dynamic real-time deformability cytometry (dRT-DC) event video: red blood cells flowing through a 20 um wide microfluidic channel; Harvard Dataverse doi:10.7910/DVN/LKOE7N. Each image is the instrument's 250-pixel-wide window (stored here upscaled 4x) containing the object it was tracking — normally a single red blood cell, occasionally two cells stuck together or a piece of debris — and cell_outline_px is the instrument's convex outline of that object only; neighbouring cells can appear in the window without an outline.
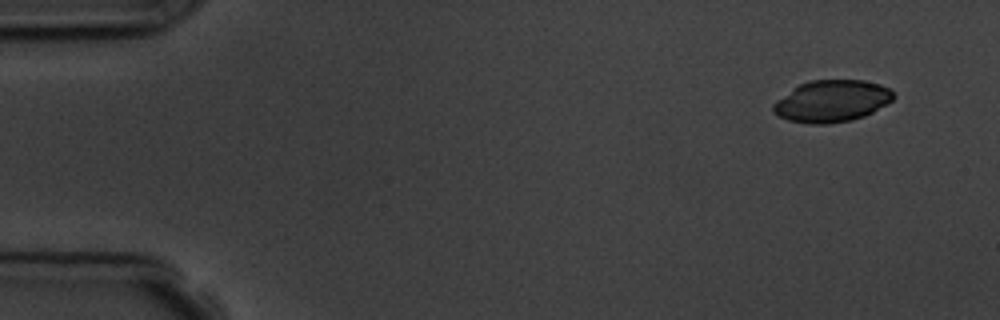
{"species": "common noctule bat (a hibernating species)", "species_latin": "Nyctalus noctula", "temperature_condition": "room temperature", "stored_images_in_passage": 5, "camera_frame_rate_fps": 3000, "um_per_image_px": 0.085, "animal": {"sex": "male", "body_mass_g": 19.5, "forearm_length_mm": 54.6}, "frame": {"image": 1, "passage_image": 1, "time_ms": 0.0, "image_size_px": [1000, 320], "cell_outline_px": [[896, 96], [892, 100], [872, 112], [864, 116], [852, 120], [828, 124], [808, 124], [788, 120], [772, 112], [772, 104], [776, 100], [800, 84], [812, 80], [864, 80], [880, 84], [888, 88]], "centroid_in_image_um": [70.69, 8.6], "position_along_channel_um": 14.3, "area_um2": 29.25}}